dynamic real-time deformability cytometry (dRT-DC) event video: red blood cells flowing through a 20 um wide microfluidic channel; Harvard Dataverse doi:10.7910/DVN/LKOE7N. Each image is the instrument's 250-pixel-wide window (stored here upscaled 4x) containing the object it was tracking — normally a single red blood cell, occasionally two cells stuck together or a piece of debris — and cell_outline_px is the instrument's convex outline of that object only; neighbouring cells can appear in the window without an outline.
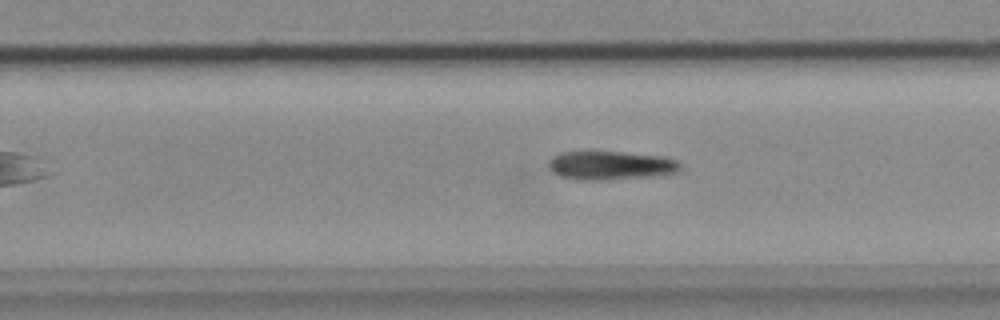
{"species": "common noctule bat (a hibernating species)", "species_latin": "Nyctalus noctula", "temperature_condition": "cold", "stored_images_in_passage": 30, "camera_frame_rate_fps": 3000, "um_per_image_px": 0.085, "animal": {"sex": "female", "body_mass_g": 18.4}, "frame": {"image": 1, "passage_image": 22, "time_ms": 7.0, "image_size_px": [1000, 320], "cell_outline_px": [[680, 168], [676, 172], [644, 176], [604, 180], [576, 180], [560, 176], [552, 172], [548, 164], [548, 160], [552, 156], [560, 152], [620, 152], [664, 156], [676, 160], [680, 164]], "centroid_in_image_um": [51.83, 14.05], "position_along_channel_um": 278.0, "area_um2": 21.79}}
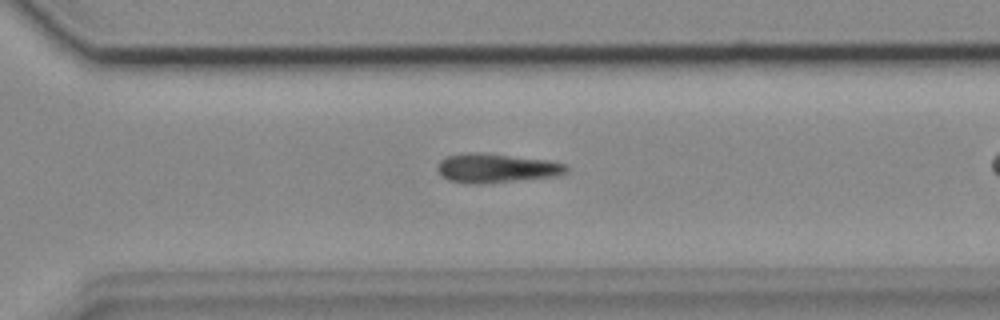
{"frame": {"image": 2, "passage_image": 26, "time_ms": 8.333, "image_size_px": [1000, 320], "cell_outline_px": [[568, 172], [560, 176], [480, 184], [464, 184], [448, 180], [440, 176], [436, 168], [436, 164], [440, 160], [448, 156], [468, 152], [480, 152], [552, 160], [568, 164]], "centroid_in_image_um": [42.2, 14.29], "position_along_channel_um": 328.4, "area_um2": 22.54}}